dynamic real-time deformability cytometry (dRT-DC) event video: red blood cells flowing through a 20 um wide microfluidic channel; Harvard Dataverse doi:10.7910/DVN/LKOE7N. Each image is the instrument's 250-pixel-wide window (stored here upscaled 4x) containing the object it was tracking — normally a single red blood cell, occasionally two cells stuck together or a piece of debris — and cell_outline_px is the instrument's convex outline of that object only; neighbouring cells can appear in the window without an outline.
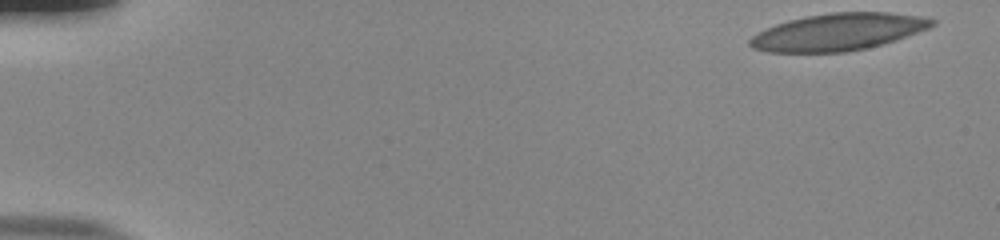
{"species": "human", "species_latin": "Homo sapiens", "temperature_condition": "room temperature", "stored_images_in_passage": 52, "camera_frame_rate_fps": 3000, "um_per_image_px": 0.085, "donor": {"sex": "male"}, "frame": {"image": 1, "passage_image": 1, "time_ms": 0.0, "image_size_px": [1000, 240], "cell_outline_px": [[936, 24], [928, 28], [896, 40], [864, 48], [844, 52], [768, 52], [752, 48], [748, 44], [748, 40], [752, 36], [776, 24], [788, 20], [808, 16], [832, 12], [888, 12], [920, 16], [936, 20]], "centroid_in_image_um": [71.24, 2.71], "position_along_channel_um": 13.8, "area_um2": 39.02}}
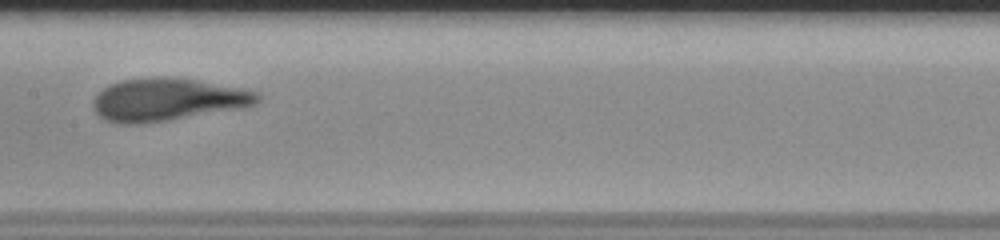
{"frame": {"image": 2, "passage_image": 27, "time_ms": 8.667, "image_size_px": [1000, 240], "cell_outline_px": [[260, 100], [256, 104], [244, 108], [168, 120], [136, 124], [116, 124], [104, 120], [96, 112], [92, 104], [92, 100], [104, 88], [112, 84], [124, 80], [160, 76], [164, 76], [196, 80], [240, 88], [256, 92], [260, 96]], "centroid_in_image_um": [14.23, 8.48], "position_along_channel_um": 193.2, "area_um2": 40.69}}
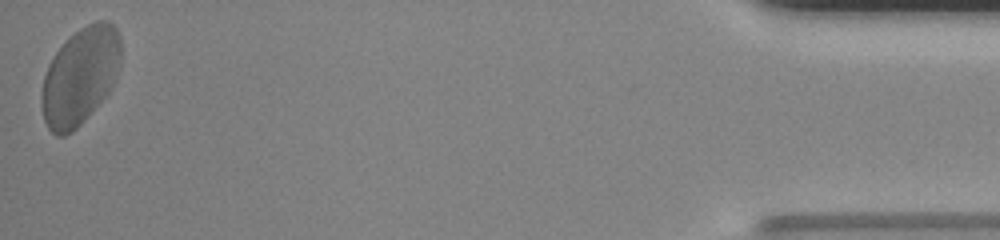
{"frame": {"image": 3, "passage_image": 52, "time_ms": 17.0, "image_size_px": [1000, 240], "cell_outline_px": [[120, 60], [112, 88], [84, 120], [72, 132], [64, 136], [56, 136], [48, 128], [44, 120], [40, 100], [40, 96], [44, 76], [48, 64], [56, 52], [80, 28], [96, 20], [108, 20], [116, 28], [120, 36]], "centroid_in_image_um": [6.8, 6.49], "position_along_channel_um": 428.4, "area_um2": 44.62}, "authors_computed_cell_mechanics": {"area_um2": 39.7664, "velocity_mm_per_s": 3.803, "shape_relaxation_time_tau1_ms": 3.7722, "shape_relaxation_time_tau2_ms": 1.118, "deformation_change_tau1": 0.1557, "deformation_change_tau2": 0.0959}}